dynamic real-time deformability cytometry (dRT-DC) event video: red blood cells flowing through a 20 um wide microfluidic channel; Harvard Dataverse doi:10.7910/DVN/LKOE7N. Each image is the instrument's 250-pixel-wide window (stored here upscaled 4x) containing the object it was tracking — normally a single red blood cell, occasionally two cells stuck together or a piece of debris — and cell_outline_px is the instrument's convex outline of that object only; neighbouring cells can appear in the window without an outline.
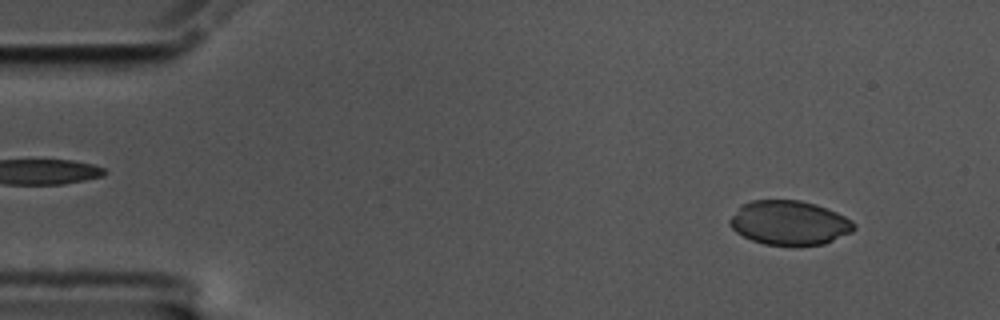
{"species": "common noctule bat (a hibernating species)", "species_latin": "Nyctalus noctula", "temperature_condition": "cold", "stored_images_in_passage": 56, "camera_frame_rate_fps": 3000, "um_per_image_px": 0.085, "animal": {"sex": "male", "body_mass_g": 17.5, "forearm_length_mm": 52.3}, "frame": {"image": 1, "passage_image": 4, "time_ms": 1.0, "image_size_px": [1000, 320], "cell_outline_px": [[856, 228], [852, 232], [824, 244], [764, 244], [752, 240], [736, 232], [728, 224], [728, 220], [740, 204], [752, 200], [800, 200], [816, 204], [836, 212], [852, 220], [856, 224]], "centroid_in_image_um": [67.08, 18.91], "position_along_channel_um": 17.9, "area_um2": 31.96}}
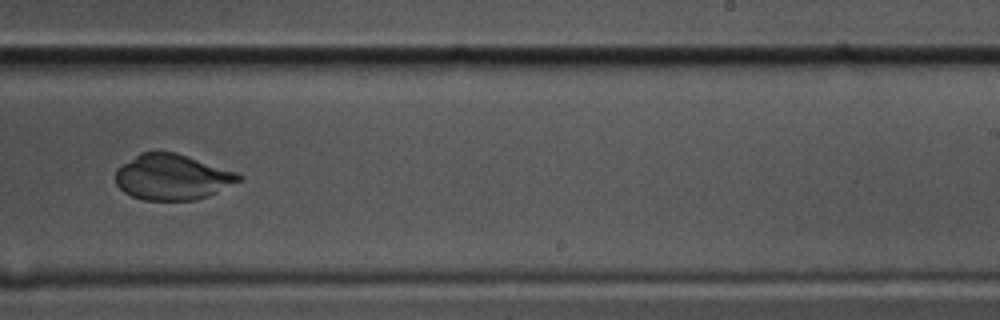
{"frame": {"image": 2, "passage_image": 34, "time_ms": 11.0, "image_size_px": [1000, 320], "cell_outline_px": [[244, 180], [208, 196], [196, 200], [144, 200], [132, 196], [124, 192], [116, 184], [116, 168], [140, 152], [176, 152], [236, 172], [244, 176]], "centroid_in_image_um": [14.66, 15.05], "position_along_channel_um": 274.3, "area_um2": 32.89}}
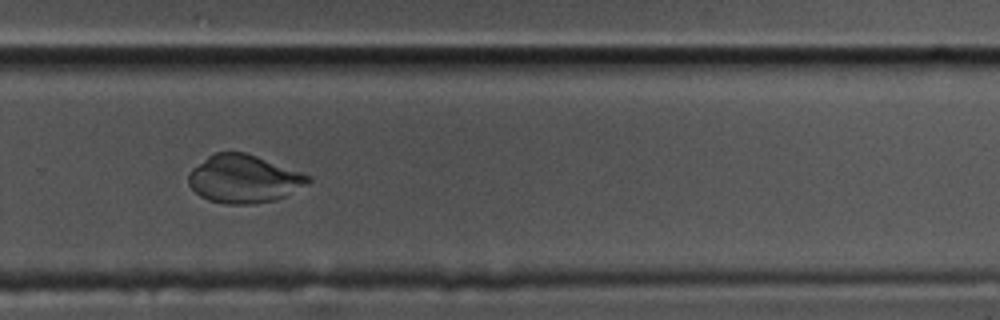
{"frame": {"image": 3, "passage_image": 37, "time_ms": 12.0, "image_size_px": [1000, 320], "cell_outline_px": [[312, 180], [284, 196], [276, 200], [252, 204], [224, 204], [208, 200], [200, 196], [188, 184], [188, 172], [192, 168], [208, 156], [216, 152], [244, 152], [256, 156], [312, 176]], "centroid_in_image_um": [20.68, 15.21], "position_along_channel_um": 309.1, "area_um2": 33.23}}